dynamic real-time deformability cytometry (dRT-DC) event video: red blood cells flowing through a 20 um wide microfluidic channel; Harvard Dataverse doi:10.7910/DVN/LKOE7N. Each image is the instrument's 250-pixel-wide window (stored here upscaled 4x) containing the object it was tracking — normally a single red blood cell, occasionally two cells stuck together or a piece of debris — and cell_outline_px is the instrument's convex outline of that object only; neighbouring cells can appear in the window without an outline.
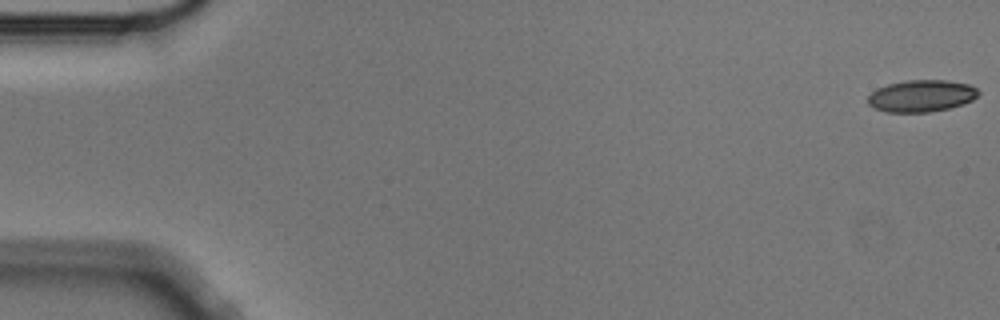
{"species": "Egyptian fruit bat (a non-hibernating species)", "species_latin": "Rousettus aegyptiacus", "temperature_condition": "cold", "stored_images_in_passage": 6, "camera_frame_rate_fps": 3000, "um_per_image_px": 0.085, "animal": {"sex": "male"}, "frame": {"image": 1, "passage_image": 1, "time_ms": 0.0, "image_size_px": [1000, 320], "cell_outline_px": [[980, 92], [972, 100], [964, 104], [948, 108], [928, 112], [884, 112], [872, 108], [868, 104], [868, 96], [876, 88], [888, 84], [908, 80], [944, 80], [968, 84], [976, 88]], "centroid_in_image_um": [78.28, 8.16], "position_along_channel_um": 6.7, "area_um2": 20.58}}
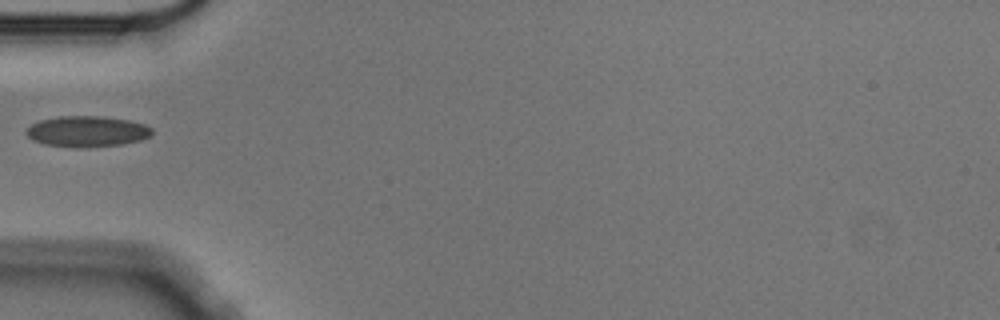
{"frame": {"image": 2, "passage_image": 5, "time_ms": 1.333, "image_size_px": [1000, 320], "cell_outline_px": [[152, 136], [140, 140], [120, 144], [44, 144], [32, 140], [24, 132], [32, 124], [40, 120], [60, 116], [104, 116], [128, 120], [144, 124], [152, 128]], "centroid_in_image_um": [7.42, 11.11], "position_along_channel_um": 77.6, "area_um2": 21.5}}
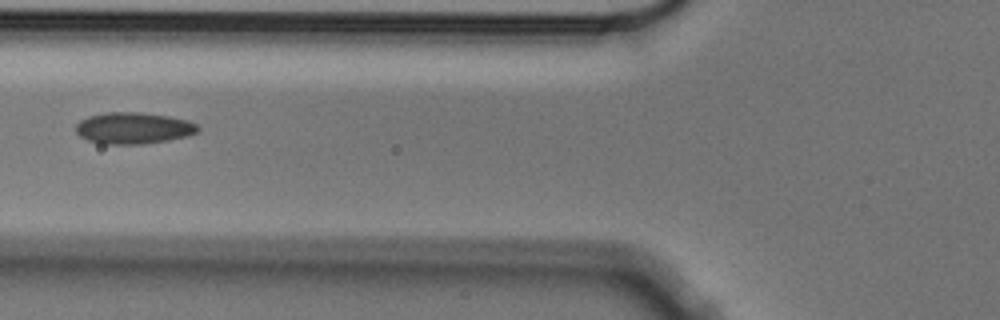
{"frame": {"image": 3, "passage_image": 6, "time_ms": 1.667, "image_size_px": [1000, 320], "cell_outline_px": [[200, 128], [196, 132], [184, 136], [168, 140], [144, 144], [100, 144], [88, 140], [80, 136], [76, 132], [76, 124], [80, 120], [88, 116], [104, 112], [140, 112], [168, 116], [188, 120], [196, 124]], "centroid_in_image_um": [11.3, 10.88], "position_along_channel_um": 114.5, "area_um2": 22.43}}